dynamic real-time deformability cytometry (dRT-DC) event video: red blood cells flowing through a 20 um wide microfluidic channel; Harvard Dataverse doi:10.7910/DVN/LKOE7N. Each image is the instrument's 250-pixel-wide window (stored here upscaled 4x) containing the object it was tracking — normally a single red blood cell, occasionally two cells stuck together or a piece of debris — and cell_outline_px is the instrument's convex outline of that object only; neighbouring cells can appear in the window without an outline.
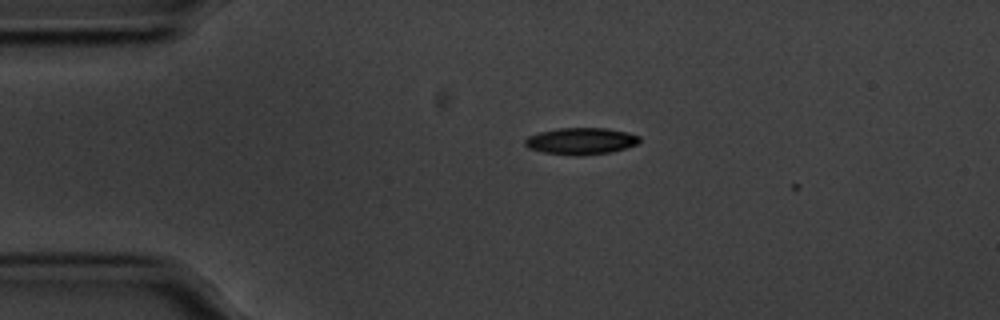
{"species": "common noctule bat (a hibernating species)", "species_latin": "Nyctalus noctula", "temperature_condition": "cold", "stored_images_in_passage": 4, "camera_frame_rate_fps": 3000, "um_per_image_px": 0.085, "animal": {"sex": "male", "body_mass_g": 20.1, "forearm_length_mm": 53.5}, "frame": {"image": 1, "passage_image": 3, "time_ms": 0.667, "image_size_px": [1000, 320], "cell_outline_px": [[640, 140], [636, 144], [612, 152], [576, 156], [544, 152], [528, 148], [524, 144], [524, 140], [528, 136], [540, 132], [560, 128], [604, 128], [628, 132], [640, 136]], "centroid_in_image_um": [49.37, 11.99], "position_along_channel_um": 35.6, "area_um2": 17.74}}